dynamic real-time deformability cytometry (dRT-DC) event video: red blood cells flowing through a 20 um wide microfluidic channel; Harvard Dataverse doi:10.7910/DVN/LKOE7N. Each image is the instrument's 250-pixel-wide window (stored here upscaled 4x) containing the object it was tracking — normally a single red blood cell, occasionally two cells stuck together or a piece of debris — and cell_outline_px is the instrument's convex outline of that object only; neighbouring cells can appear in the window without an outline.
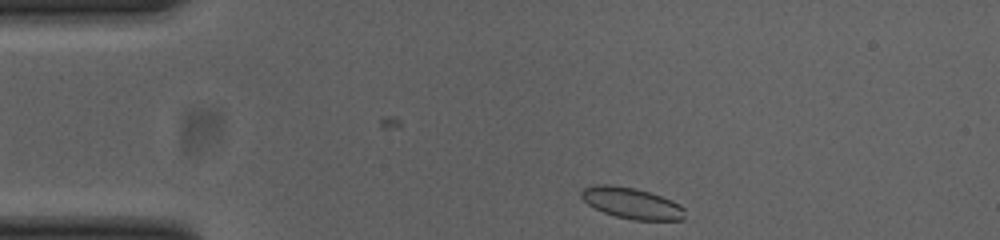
{"species": "common noctule bat (a hibernating species)", "species_latin": "Nyctalus noctula", "temperature_condition": "cold", "stored_images_in_passage": 35, "camera_frame_rate_fps": 3000, "um_per_image_px": 0.085, "animal": {"sex": "female", "body_mass_g": 23.0, "forearm_length_mm": 53.4}, "frame": {"image": 1, "passage_image": 1, "time_ms": 0.0, "image_size_px": [1000, 240], "cell_outline_px": [[684, 220], [632, 220], [616, 216], [604, 212], [588, 204], [580, 196], [580, 192], [584, 188], [596, 184], [608, 184], [636, 188], [672, 200], [680, 204], [684, 208]], "centroid_in_image_um": [53.7, 17.27], "position_along_channel_um": 31.3, "area_um2": 18.73}}
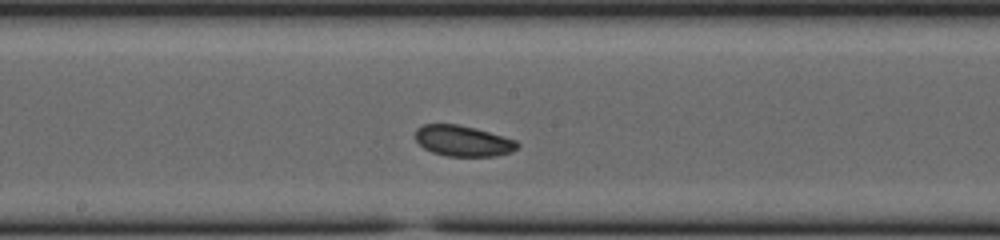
{"frame": {"image": 2, "passage_image": 19, "time_ms": 6.0, "image_size_px": [1000, 240], "cell_outline_px": [[520, 144], [512, 152], [496, 156], [444, 156], [432, 152], [424, 148], [416, 140], [416, 128], [424, 124], [456, 124], [476, 128], [504, 136], [516, 140]], "centroid_in_image_um": [39.37, 11.98], "position_along_channel_um": 208.8, "area_um2": 18.38}}
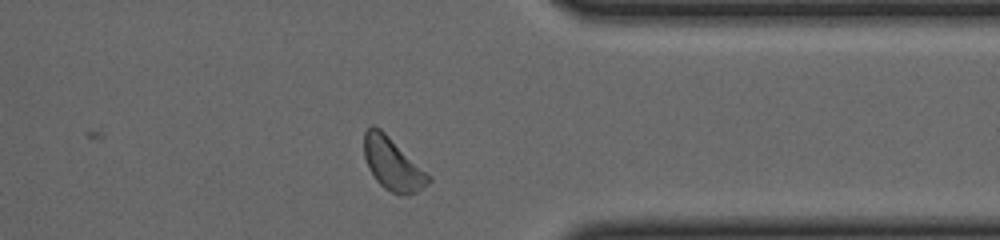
{"frame": {"image": 3, "passage_image": 33, "time_ms": 10.667, "image_size_px": [1000, 240], "cell_outline_px": [[432, 180], [428, 184], [416, 192], [408, 196], [392, 192], [384, 188], [376, 180], [368, 168], [364, 156], [364, 132], [372, 124], [380, 128], [432, 176]], "centroid_in_image_um": [33.39, 13.94], "position_along_channel_um": 378.0, "area_um2": 19.77}, "authors_computed_cell_mechanics": {"area_um2": 18.4382, "velocity_mm_per_s": 3.7855, "shape_relaxation_time_tau1_ms": 2.634, "shape_relaxation_time_tau2_ms": null, "deformation_change_tau1": 0.0652, "deformation_change_tau2": null}}